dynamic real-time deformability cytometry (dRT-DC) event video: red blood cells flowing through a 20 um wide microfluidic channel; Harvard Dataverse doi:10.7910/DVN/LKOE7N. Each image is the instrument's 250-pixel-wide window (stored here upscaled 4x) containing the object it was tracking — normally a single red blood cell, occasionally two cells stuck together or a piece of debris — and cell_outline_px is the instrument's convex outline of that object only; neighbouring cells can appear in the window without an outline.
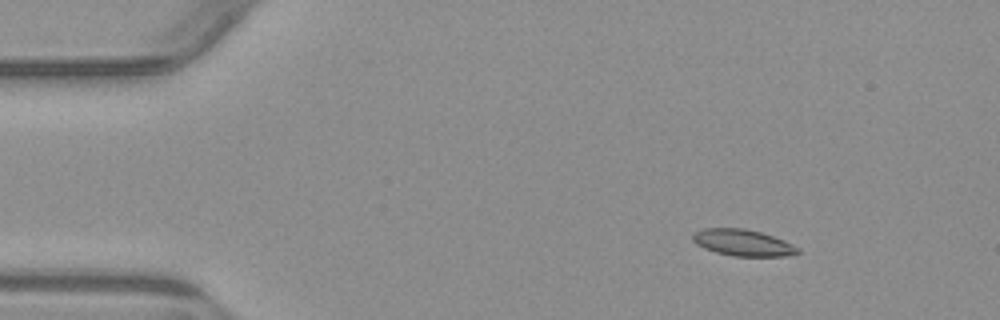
{"species": "common noctule bat (a hibernating species)", "species_latin": "Nyctalus noctula", "temperature_condition": "warm", "stored_images_in_passage": 4, "camera_frame_rate_fps": 3000, "um_per_image_px": 0.085, "animal": {"sex": "male", "body_mass_g": 23.1, "forearm_length_mm": 52.7}, "frame": {"image": 1, "passage_image": 2, "time_ms": 1.333, "image_size_px": [1000, 320], "cell_outline_px": [[800, 252], [788, 256], [732, 256], [716, 252], [704, 248], [696, 244], [692, 240], [692, 232], [704, 228], [744, 228], [760, 232], [784, 240], [800, 248]], "centroid_in_image_um": [63.13, 20.63], "position_along_channel_um": 21.9, "area_um2": 16.3}}